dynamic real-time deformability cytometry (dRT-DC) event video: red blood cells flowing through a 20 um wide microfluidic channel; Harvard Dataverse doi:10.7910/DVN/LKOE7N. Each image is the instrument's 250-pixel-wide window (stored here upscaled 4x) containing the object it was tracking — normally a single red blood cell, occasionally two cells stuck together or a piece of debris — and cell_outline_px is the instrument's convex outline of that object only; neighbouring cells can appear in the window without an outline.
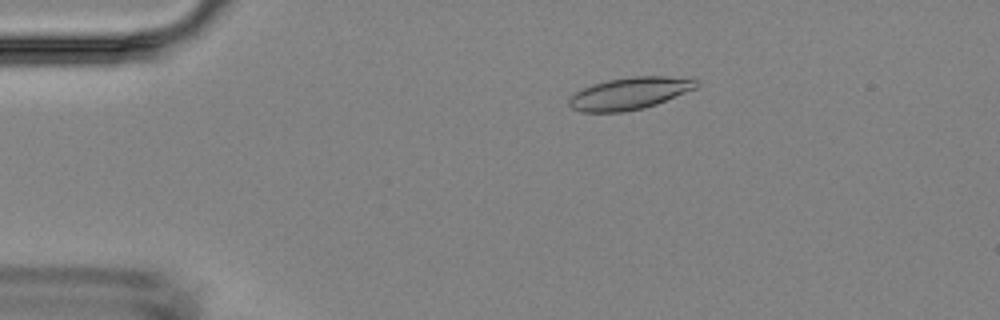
{"species": "Egyptian fruit bat (a non-hibernating species)", "species_latin": "Rousettus aegyptiacus", "temperature_condition": "room temperature", "stored_images_in_passage": 45, "camera_frame_rate_fps": 3000, "um_per_image_px": 0.085, "animal": {"sex": "female"}, "frame": {"image": 1, "passage_image": 5, "time_ms": 1.333, "image_size_px": [1000, 320], "cell_outline_px": [[700, 84], [696, 88], [656, 104], [644, 108], [624, 112], [580, 112], [572, 108], [568, 104], [568, 96], [592, 84], [608, 80], [632, 76], [668, 76], [700, 80]], "centroid_in_image_um": [53.5, 7.94], "position_along_channel_um": 31.5, "area_um2": 23.93}}
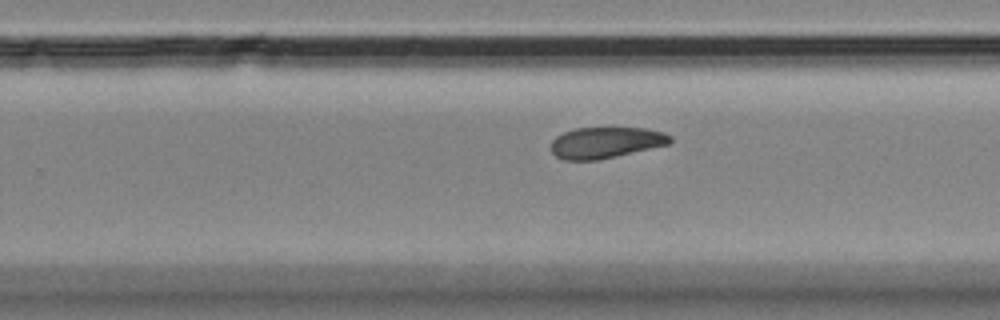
{"frame": {"image": 2, "passage_image": 27, "time_ms": 8.667, "image_size_px": [1000, 320], "cell_outline_px": [[672, 144], [600, 160], [564, 160], [556, 156], [552, 152], [552, 140], [556, 136], [564, 132], [576, 128], [644, 128], [664, 132], [672, 136]], "centroid_in_image_um": [51.54, 12.13], "position_along_channel_um": 278.3, "area_um2": 21.85}}
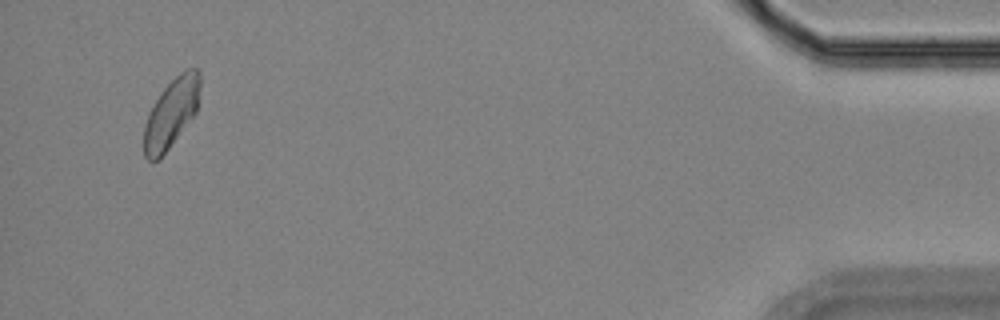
{"frame": {"image": 3, "passage_image": 43, "time_ms": 14.0, "image_size_px": [1000, 320], "cell_outline_px": [[200, 88], [196, 112], [160, 160], [148, 160], [144, 156], [144, 124], [160, 92], [180, 72], [188, 68], [196, 68], [200, 72]], "centroid_in_image_um": [14.56, 9.62], "position_along_channel_um": 420.6, "area_um2": 22.37}}